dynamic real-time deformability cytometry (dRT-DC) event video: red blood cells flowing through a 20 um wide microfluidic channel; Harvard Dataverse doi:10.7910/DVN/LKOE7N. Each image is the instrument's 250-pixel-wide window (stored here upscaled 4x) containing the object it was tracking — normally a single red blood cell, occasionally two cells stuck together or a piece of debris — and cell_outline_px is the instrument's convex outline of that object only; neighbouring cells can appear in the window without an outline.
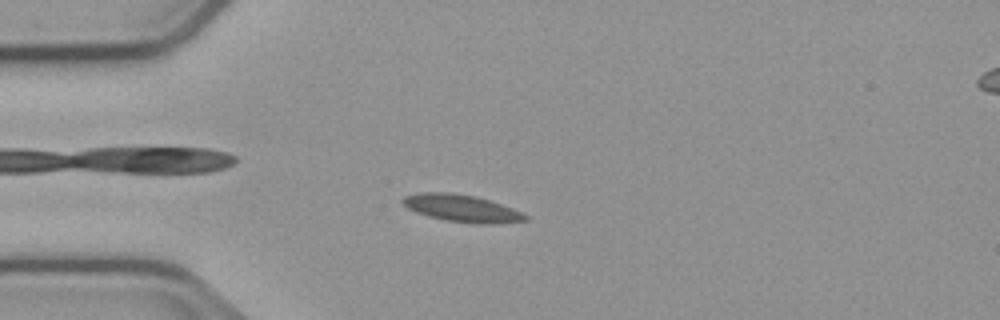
{"species": "common noctule bat (a hibernating species)", "species_latin": "Nyctalus noctula", "temperature_condition": "cold", "stored_images_in_passage": 6, "camera_frame_rate_fps": 3000, "um_per_image_px": 0.085, "animal": {"sex": "male", "body_mass_g": 23.1, "forearm_length_mm": 52.7}, "frame": {"image": 1, "passage_image": 4, "time_ms": 4.667, "image_size_px": [1000, 320], "cell_outline_px": [[528, 220], [492, 224], [476, 224], [444, 220], [428, 216], [416, 212], [408, 208], [400, 200], [404, 196], [420, 192], [448, 192], [476, 196], [512, 208], [528, 216]], "centroid_in_image_um": [39.22, 17.7], "position_along_channel_um": 45.8, "area_um2": 19.36}}
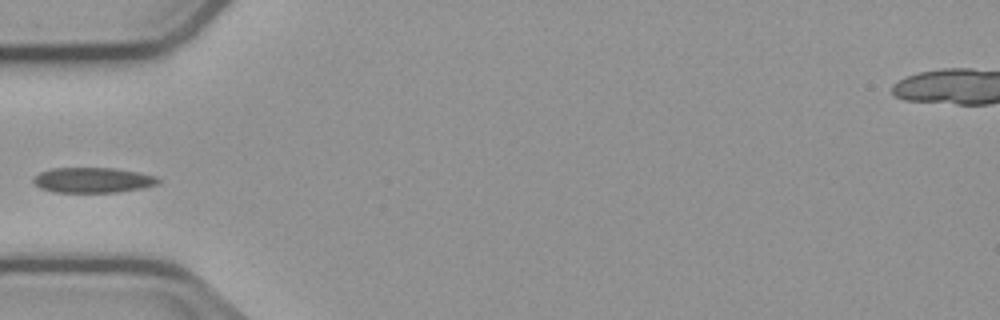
{"frame": {"image": 2, "passage_image": 5, "time_ms": 6.0, "image_size_px": [1000, 320], "cell_outline_px": [[160, 184], [140, 188], [116, 192], [52, 192], [40, 188], [32, 180], [40, 172], [52, 168], [116, 168], [156, 176], [160, 180]], "centroid_in_image_um": [7.89, 15.31], "position_along_channel_um": 77.1, "area_um2": 18.26}}
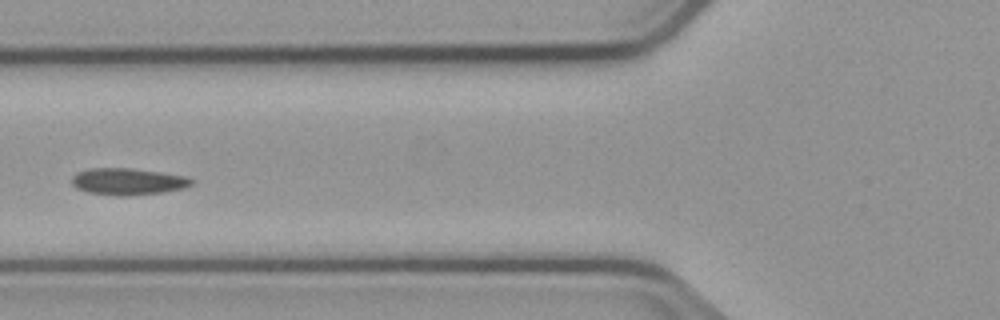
{"frame": {"image": 3, "passage_image": 6, "time_ms": 7.0, "image_size_px": [1000, 320], "cell_outline_px": [[196, 180], [192, 184], [184, 188], [164, 192], [124, 196], [116, 196], [88, 192], [76, 188], [72, 184], [72, 176], [76, 172], [88, 168], [132, 168], [160, 172], [184, 176]], "centroid_in_image_um": [10.86, 15.43], "position_along_channel_um": 114.9, "area_um2": 18.79}}